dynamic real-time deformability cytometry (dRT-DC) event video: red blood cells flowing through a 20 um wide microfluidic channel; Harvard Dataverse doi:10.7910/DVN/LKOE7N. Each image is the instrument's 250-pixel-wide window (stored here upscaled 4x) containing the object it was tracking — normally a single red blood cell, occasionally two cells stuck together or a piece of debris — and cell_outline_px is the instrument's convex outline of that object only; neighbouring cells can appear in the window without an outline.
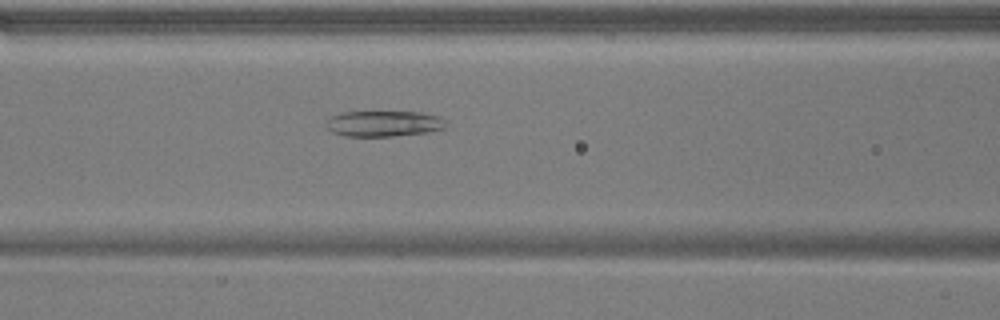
{"species": "common noctule bat (a hibernating species)", "species_latin": "Nyctalus noctula", "temperature_condition": "warm", "stored_images_in_passage": 53, "camera_frame_rate_fps": 3000, "um_per_image_px": 0.085, "animal": {"sex": "male", "body_mass_g": 17.9}, "frame": {"image": 1, "passage_image": 23, "time_ms": 7.333, "image_size_px": [1000, 320], "cell_outline_px": [[444, 128], [428, 132], [392, 136], [348, 136], [332, 132], [324, 128], [324, 120], [340, 112], [420, 112], [436, 116], [444, 120]], "centroid_in_image_um": [32.51, 10.51], "position_along_channel_um": 134.1, "area_um2": 17.98}}
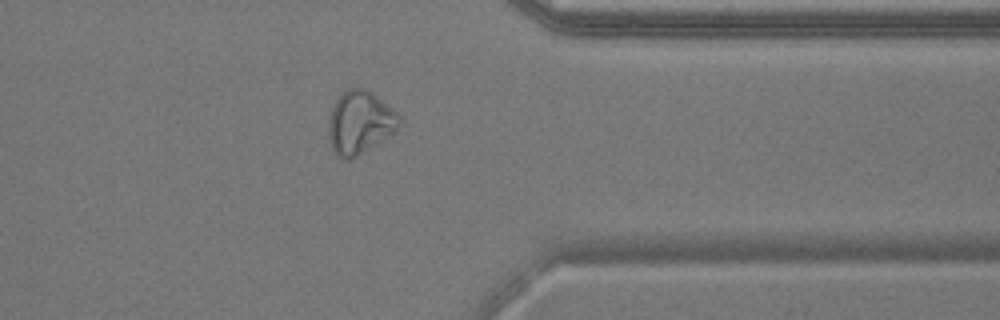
{"frame": {"image": 2, "passage_image": 43, "time_ms": 14.0, "image_size_px": [1000, 320], "cell_outline_px": [[400, 120], [396, 128], [388, 136], [376, 144], [348, 160], [344, 160], [332, 152], [328, 136], [328, 120], [332, 108], [336, 100], [348, 88], [368, 88], [392, 108], [400, 116]], "centroid_in_image_um": [30.55, 10.4], "position_along_channel_um": 380.9, "area_um2": 25.78}}
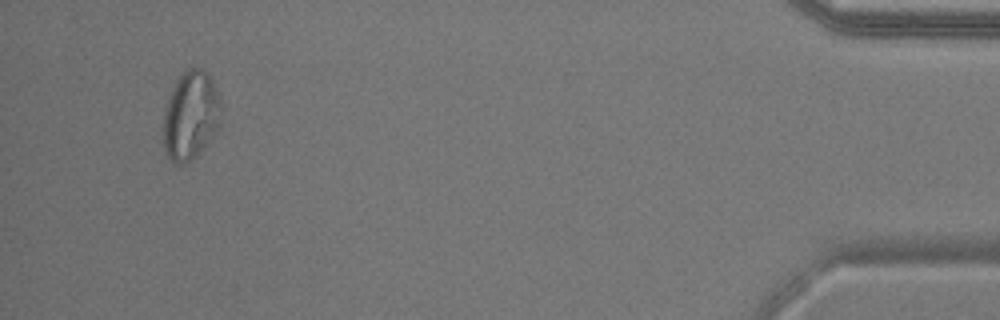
{"frame": {"image": 3, "passage_image": 51, "time_ms": 16.667, "image_size_px": [1000, 320], "cell_outline_px": [[220, 124], [196, 156], [184, 164], [176, 164], [164, 152], [164, 108], [168, 96], [176, 80], [192, 64], [208, 72], [216, 88], [220, 100]], "centroid_in_image_um": [16.19, 9.77], "position_along_channel_um": 419.0, "area_um2": 29.77}, "authors_computed_cell_mechanics": {"area_um2": 26.4724, "velocity_mm_per_s": 3.8257, "shape_relaxation_time_tau1_ms": null, "shape_relaxation_time_tau2_ms": 3.75, "deformation_change_tau1": null, "deformation_change_tau2": 0.1169}}